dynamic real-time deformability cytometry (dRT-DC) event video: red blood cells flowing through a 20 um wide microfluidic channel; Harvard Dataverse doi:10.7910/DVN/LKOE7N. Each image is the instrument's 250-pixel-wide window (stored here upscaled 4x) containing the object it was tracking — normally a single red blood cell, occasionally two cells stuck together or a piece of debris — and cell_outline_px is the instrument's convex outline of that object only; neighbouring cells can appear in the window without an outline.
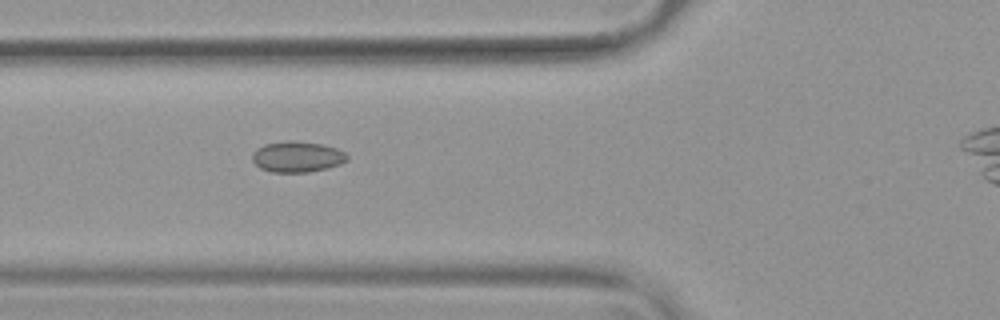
{"species": "common noctule bat (a hibernating species)", "species_latin": "Nyctalus noctula", "temperature_condition": "warm", "stored_images_in_passage": 41, "camera_frame_rate_fps": 3000, "um_per_image_px": 0.085, "animal": {"sex": "female", "body_mass_g": 19.9}, "frame": {"image": 1, "passage_image": 12, "time_ms": 3.667, "image_size_px": [1000, 320], "cell_outline_px": [[348, 160], [340, 164], [328, 168], [308, 172], [272, 172], [260, 168], [252, 160], [252, 152], [256, 148], [264, 144], [288, 140], [292, 140], [320, 144], [336, 148], [344, 152], [348, 156]], "centroid_in_image_um": [25.24, 13.32], "position_along_channel_um": 100.6, "area_um2": 17.11}}
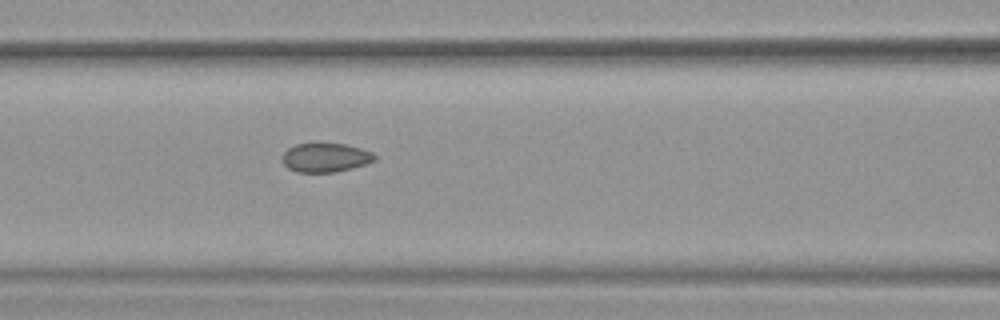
{"frame": {"image": 2, "passage_image": 15, "time_ms": 4.667, "image_size_px": [1000, 320], "cell_outline_px": [[376, 160], [352, 168], [336, 172], [296, 172], [288, 168], [284, 164], [284, 152], [288, 148], [296, 144], [316, 140], [344, 144], [360, 148], [372, 152], [376, 156]], "centroid_in_image_um": [27.65, 13.35], "position_along_channel_um": 138.9, "area_um2": 16.07}}
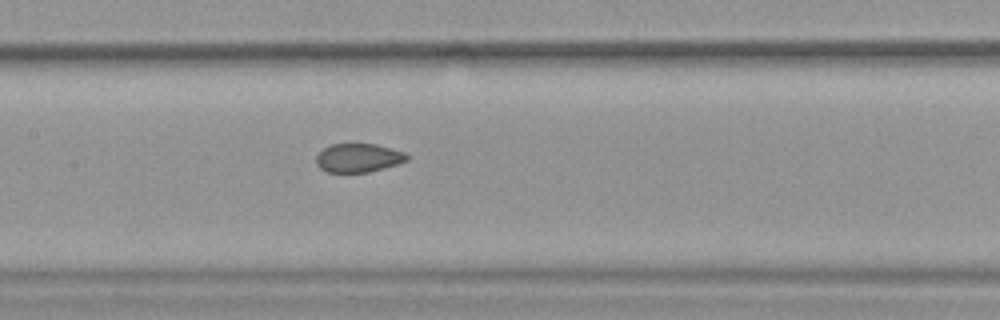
{"frame": {"image": 3, "passage_image": 18, "time_ms": 5.667, "image_size_px": [1000, 320], "cell_outline_px": [[408, 160], [400, 164], [368, 172], [328, 172], [320, 168], [316, 164], [316, 156], [324, 148], [332, 144], [376, 144], [392, 148], [404, 152], [408, 156]], "centroid_in_image_um": [30.48, 13.42], "position_along_channel_um": 176.9, "area_um2": 15.2}, "authors_computed_cell_mechanics": {"area_um2": 16.5886, "velocity_mm_per_s": 3.8129, "shape_relaxation_time_tau1_ms": null, "shape_relaxation_time_tau2_ms": 1.4013, "deformation_change_tau1": null, "deformation_change_tau2": 0.0668}}